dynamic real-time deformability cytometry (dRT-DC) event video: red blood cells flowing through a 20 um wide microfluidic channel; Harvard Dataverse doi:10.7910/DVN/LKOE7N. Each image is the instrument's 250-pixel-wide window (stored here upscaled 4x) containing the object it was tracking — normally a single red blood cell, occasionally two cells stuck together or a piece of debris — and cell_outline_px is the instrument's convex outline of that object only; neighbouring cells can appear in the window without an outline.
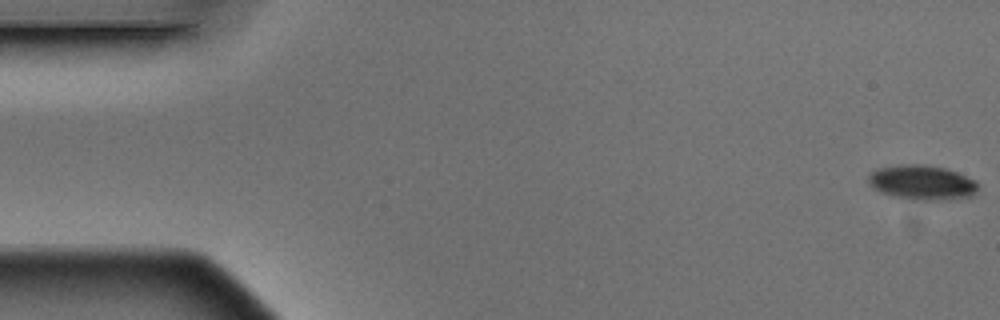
{"species": "Egyptian fruit bat (a non-hibernating species)", "species_latin": "Rousettus aegyptiacus", "temperature_condition": "warm", "stored_images_in_passage": 6, "camera_frame_rate_fps": 3000, "um_per_image_px": 0.085, "animal": {"sex": "male"}, "frame": {"image": 1, "passage_image": 1, "time_ms": 0.0, "image_size_px": [1000, 320], "cell_outline_px": [[976, 196], [948, 200], [912, 200], [880, 192], [872, 188], [868, 184], [868, 176], [876, 168], [900, 164], [920, 164], [948, 168], [976, 180]], "centroid_in_image_um": [78.38, 15.51], "position_along_channel_um": 6.6, "area_um2": 22.54}}
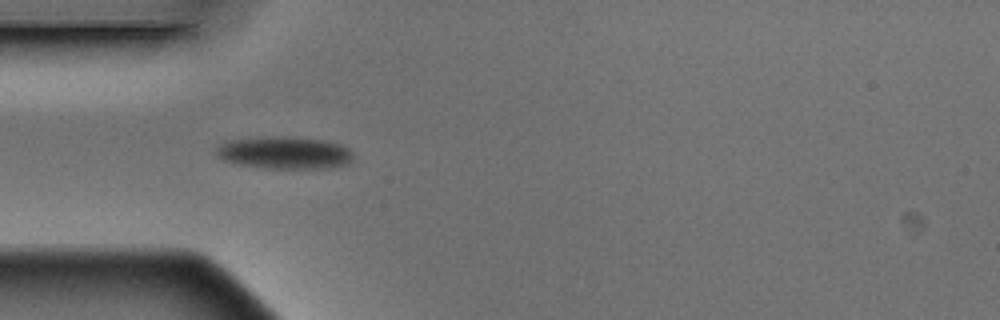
{"frame": {"image": 2, "passage_image": 5, "time_ms": 1.333, "image_size_px": [1000, 320], "cell_outline_px": [[352, 164], [332, 168], [268, 168], [240, 164], [224, 160], [216, 156], [216, 148], [224, 140], [272, 136], [320, 140], [340, 144], [348, 148], [352, 152]], "centroid_in_image_um": [24.19, 12.99], "position_along_channel_um": 60.8, "area_um2": 25.78}}
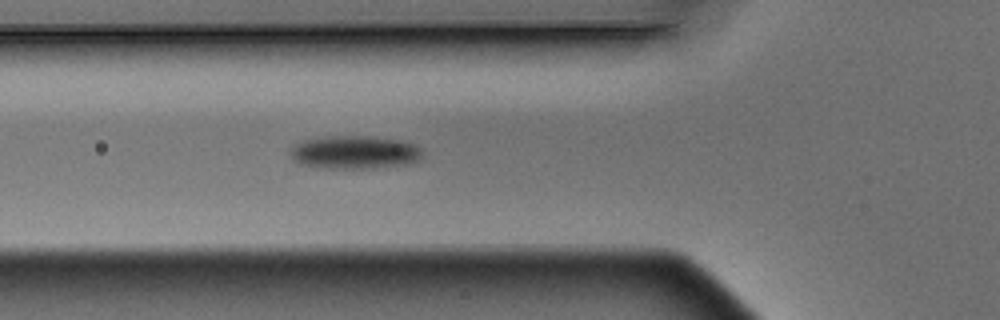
{"frame": {"image": 3, "passage_image": 6, "time_ms": 1.667, "image_size_px": [1000, 320], "cell_outline_px": [[424, 152], [420, 160], [408, 164], [372, 168], [324, 168], [300, 164], [292, 160], [288, 152], [288, 148], [292, 144], [304, 140], [328, 136], [372, 136], [400, 140], [416, 144]], "centroid_in_image_um": [30.12, 12.94], "position_along_channel_um": 95.7, "area_um2": 26.07}}